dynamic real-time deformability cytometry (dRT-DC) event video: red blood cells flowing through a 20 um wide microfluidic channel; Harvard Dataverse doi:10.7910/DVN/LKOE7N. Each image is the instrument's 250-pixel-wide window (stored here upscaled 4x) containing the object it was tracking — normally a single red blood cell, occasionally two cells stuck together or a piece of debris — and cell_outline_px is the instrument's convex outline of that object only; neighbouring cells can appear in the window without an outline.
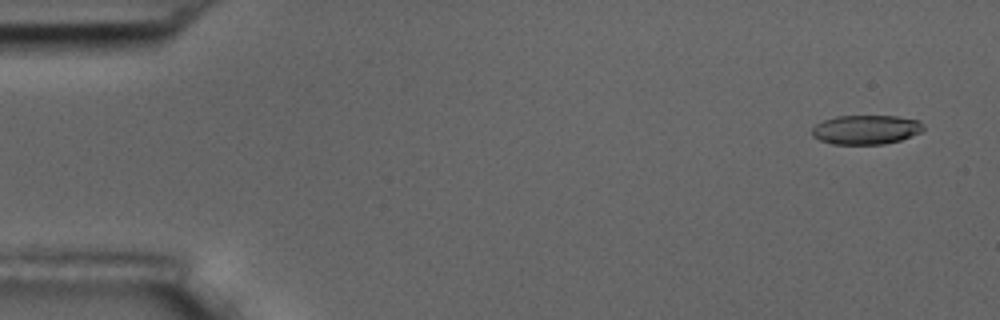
{"species": "common noctule bat (a hibernating species)", "species_latin": "Nyctalus noctula", "temperature_condition": "room temperature", "stored_images_in_passage": 5, "camera_frame_rate_fps": 3000, "um_per_image_px": 0.085, "animal": {"sex": "male", "body_mass_g": 17.5, "forearm_length_mm": 52.3}, "frame": {"image": 1, "passage_image": 1, "time_ms": 0.0, "image_size_px": [1000, 320], "cell_outline_px": [[924, 128], [920, 132], [900, 140], [884, 144], [832, 144], [820, 140], [812, 136], [812, 128], [816, 124], [824, 120], [836, 116], [896, 116], [920, 120], [924, 124]], "centroid_in_image_um": [73.61, 11.01], "position_along_channel_um": 11.4, "area_um2": 19.02}}
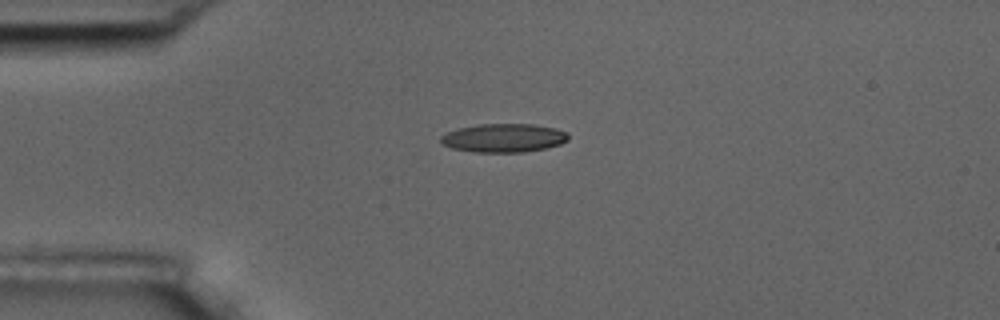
{"frame": {"image": 2, "passage_image": 4, "time_ms": 3.667, "image_size_px": [1000, 320], "cell_outline_px": [[568, 140], [560, 144], [544, 148], [524, 152], [472, 152], [452, 148], [440, 144], [440, 136], [448, 132], [460, 128], [480, 124], [532, 124], [556, 128], [568, 132]], "centroid_in_image_um": [42.81, 11.73], "position_along_channel_um": 42.2, "area_um2": 21.27}}